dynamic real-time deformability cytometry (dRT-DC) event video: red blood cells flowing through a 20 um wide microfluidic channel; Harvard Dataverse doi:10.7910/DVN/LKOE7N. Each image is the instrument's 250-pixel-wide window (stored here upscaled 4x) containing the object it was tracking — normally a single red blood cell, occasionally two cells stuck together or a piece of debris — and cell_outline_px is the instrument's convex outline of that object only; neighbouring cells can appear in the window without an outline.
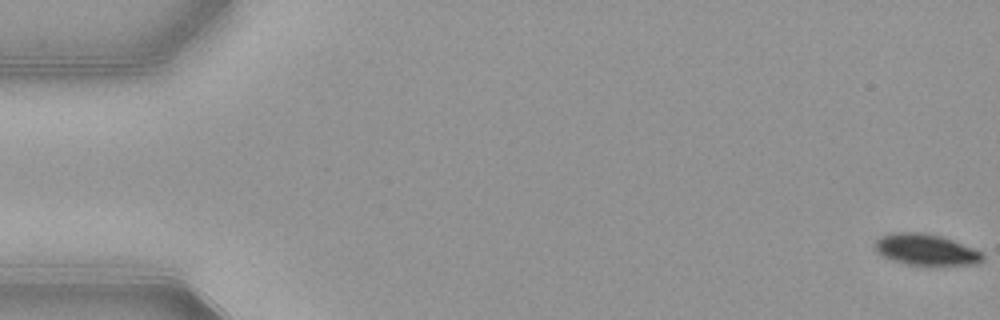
{"species": "common noctule bat (a hibernating species)", "species_latin": "Nyctalus noctula", "temperature_condition": "warm", "stored_images_in_passage": 54, "camera_frame_rate_fps": 3000, "um_per_image_px": 0.085, "animal": {"sex": "female", "body_mass_g": 21.9}, "frame": {"image": 1, "passage_image": 1, "time_ms": 0.0, "image_size_px": [1000, 320], "cell_outline_px": [[984, 260], [976, 264], [936, 268], [928, 268], [908, 264], [892, 260], [876, 252], [872, 248], [872, 244], [880, 236], [896, 232], [920, 232], [940, 236], [952, 240], [972, 248], [980, 252], [984, 256]], "centroid_in_image_um": [78.69, 21.27], "position_along_channel_um": 6.3, "area_um2": 20.4}}
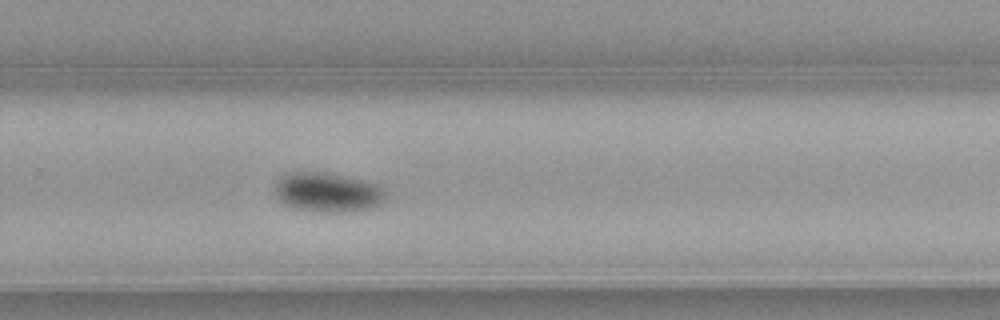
{"frame": {"image": 2, "passage_image": 36, "time_ms": 11.667, "image_size_px": [1000, 320], "cell_outline_px": [[384, 200], [380, 204], [372, 208], [336, 212], [312, 212], [296, 208], [284, 204], [280, 200], [276, 192], [276, 184], [280, 176], [288, 172], [324, 172], [360, 180], [376, 184], [384, 192]], "centroid_in_image_um": [27.8, 16.35], "position_along_channel_um": 302.0, "area_um2": 25.09}}
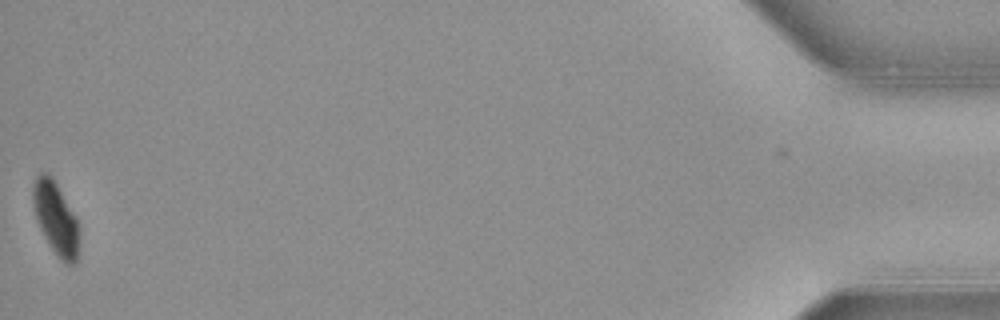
{"frame": {"image": 3, "passage_image": 54, "time_ms": 17.667, "image_size_px": [1000, 320], "cell_outline_px": [[80, 228], [76, 264], [68, 264], [60, 260], [44, 236], [40, 228], [36, 216], [32, 200], [32, 184], [36, 176], [40, 172], [48, 172], [52, 176], [76, 216]], "centroid_in_image_um": [4.75, 18.52], "position_along_channel_um": 430.5, "area_um2": 19.71}, "authors_computed_cell_mechanics": {"area_um2": 22.7732, "velocity_mm_per_s": 3.8668, "shape_relaxation_time_tau1_ms": 2.3152, "shape_relaxation_time_tau2_ms": null, "deformation_change_tau1": 0.0927, "deformation_change_tau2": null}}